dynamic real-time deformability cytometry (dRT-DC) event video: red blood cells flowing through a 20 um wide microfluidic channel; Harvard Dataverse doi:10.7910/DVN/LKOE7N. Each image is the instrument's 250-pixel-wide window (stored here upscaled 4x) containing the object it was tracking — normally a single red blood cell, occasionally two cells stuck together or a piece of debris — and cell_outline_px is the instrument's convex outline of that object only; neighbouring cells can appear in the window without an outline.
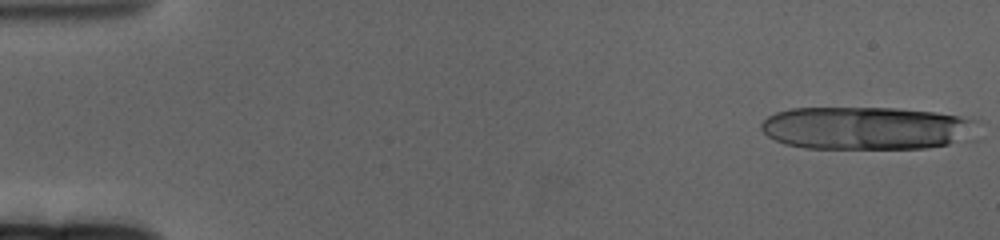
{"species": "human", "species_latin": "Homo sapiens", "temperature_condition": "cold", "stored_images_in_passage": 18, "camera_frame_rate_fps": 3000, "um_per_image_px": 0.085, "donor": {"sex": "female"}, "frame": {"image": 1, "passage_image": 1, "time_ms": 0.0, "image_size_px": [1000, 240], "cell_outline_px": [[976, 120], [956, 140], [948, 144], [928, 148], [804, 148], [784, 144], [768, 136], [760, 128], [760, 124], [768, 116], [776, 112], [792, 108], [892, 108], [932, 112], [960, 116]], "centroid_in_image_um": [73.42, 10.88], "position_along_channel_um": 11.6, "area_um2": 52.83}}
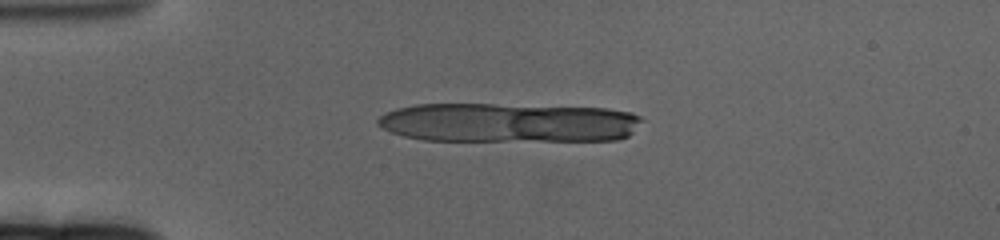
{"frame": {"image": 2, "passage_image": 14, "time_ms": 4.333, "image_size_px": [1000, 240], "cell_outline_px": [[640, 120], [632, 132], [628, 136], [616, 140], [424, 140], [404, 136], [392, 132], [376, 124], [376, 120], [384, 112], [396, 108], [416, 104], [492, 104], [604, 108], [628, 112], [640, 116]], "centroid_in_image_um": [43.15, 10.41], "position_along_channel_um": 41.9, "area_um2": 60.29}}